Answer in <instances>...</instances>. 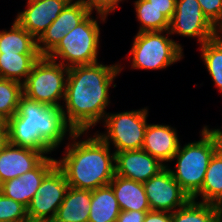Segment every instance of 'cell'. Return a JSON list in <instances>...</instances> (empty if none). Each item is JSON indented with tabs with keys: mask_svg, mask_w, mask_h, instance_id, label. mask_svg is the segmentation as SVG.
Instances as JSON below:
<instances>
[{
	"mask_svg": "<svg viewBox=\"0 0 222 222\" xmlns=\"http://www.w3.org/2000/svg\"><path fill=\"white\" fill-rule=\"evenodd\" d=\"M69 68L46 56H41L34 64L23 83V95L51 107H60L66 94Z\"/></svg>",
	"mask_w": 222,
	"mask_h": 222,
	"instance_id": "obj_7",
	"label": "cell"
},
{
	"mask_svg": "<svg viewBox=\"0 0 222 222\" xmlns=\"http://www.w3.org/2000/svg\"><path fill=\"white\" fill-rule=\"evenodd\" d=\"M0 53L40 54L37 40L15 20L10 30L0 31Z\"/></svg>",
	"mask_w": 222,
	"mask_h": 222,
	"instance_id": "obj_22",
	"label": "cell"
},
{
	"mask_svg": "<svg viewBox=\"0 0 222 222\" xmlns=\"http://www.w3.org/2000/svg\"><path fill=\"white\" fill-rule=\"evenodd\" d=\"M171 222H222V209L192 198L172 213Z\"/></svg>",
	"mask_w": 222,
	"mask_h": 222,
	"instance_id": "obj_23",
	"label": "cell"
},
{
	"mask_svg": "<svg viewBox=\"0 0 222 222\" xmlns=\"http://www.w3.org/2000/svg\"><path fill=\"white\" fill-rule=\"evenodd\" d=\"M71 0L58 15V18L46 29L37 40V49L41 56H47L90 12L79 1Z\"/></svg>",
	"mask_w": 222,
	"mask_h": 222,
	"instance_id": "obj_13",
	"label": "cell"
},
{
	"mask_svg": "<svg viewBox=\"0 0 222 222\" xmlns=\"http://www.w3.org/2000/svg\"><path fill=\"white\" fill-rule=\"evenodd\" d=\"M221 34V35H220ZM214 38L218 41L222 42V18L221 20L215 25V33Z\"/></svg>",
	"mask_w": 222,
	"mask_h": 222,
	"instance_id": "obj_35",
	"label": "cell"
},
{
	"mask_svg": "<svg viewBox=\"0 0 222 222\" xmlns=\"http://www.w3.org/2000/svg\"><path fill=\"white\" fill-rule=\"evenodd\" d=\"M151 4L162 12L169 20L175 12L176 0H147Z\"/></svg>",
	"mask_w": 222,
	"mask_h": 222,
	"instance_id": "obj_31",
	"label": "cell"
},
{
	"mask_svg": "<svg viewBox=\"0 0 222 222\" xmlns=\"http://www.w3.org/2000/svg\"><path fill=\"white\" fill-rule=\"evenodd\" d=\"M147 212L149 211H120L115 222H143Z\"/></svg>",
	"mask_w": 222,
	"mask_h": 222,
	"instance_id": "obj_32",
	"label": "cell"
},
{
	"mask_svg": "<svg viewBox=\"0 0 222 222\" xmlns=\"http://www.w3.org/2000/svg\"><path fill=\"white\" fill-rule=\"evenodd\" d=\"M69 188L63 171L56 165L42 180L27 206V215L52 221Z\"/></svg>",
	"mask_w": 222,
	"mask_h": 222,
	"instance_id": "obj_9",
	"label": "cell"
},
{
	"mask_svg": "<svg viewBox=\"0 0 222 222\" xmlns=\"http://www.w3.org/2000/svg\"><path fill=\"white\" fill-rule=\"evenodd\" d=\"M21 222H52L46 219H34V218H30L27 217L25 220H22Z\"/></svg>",
	"mask_w": 222,
	"mask_h": 222,
	"instance_id": "obj_38",
	"label": "cell"
},
{
	"mask_svg": "<svg viewBox=\"0 0 222 222\" xmlns=\"http://www.w3.org/2000/svg\"><path fill=\"white\" fill-rule=\"evenodd\" d=\"M200 140L179 146L171 161L176 159V167L170 172L176 182L193 198L202 187L209 161L221 145L204 129Z\"/></svg>",
	"mask_w": 222,
	"mask_h": 222,
	"instance_id": "obj_4",
	"label": "cell"
},
{
	"mask_svg": "<svg viewBox=\"0 0 222 222\" xmlns=\"http://www.w3.org/2000/svg\"><path fill=\"white\" fill-rule=\"evenodd\" d=\"M123 68L120 64L77 65L69 68L62 111L75 132H88L105 119L109 88ZM66 109H65V108Z\"/></svg>",
	"mask_w": 222,
	"mask_h": 222,
	"instance_id": "obj_1",
	"label": "cell"
},
{
	"mask_svg": "<svg viewBox=\"0 0 222 222\" xmlns=\"http://www.w3.org/2000/svg\"><path fill=\"white\" fill-rule=\"evenodd\" d=\"M207 19L215 26L222 18V0H197Z\"/></svg>",
	"mask_w": 222,
	"mask_h": 222,
	"instance_id": "obj_30",
	"label": "cell"
},
{
	"mask_svg": "<svg viewBox=\"0 0 222 222\" xmlns=\"http://www.w3.org/2000/svg\"><path fill=\"white\" fill-rule=\"evenodd\" d=\"M170 35L168 30L138 32L129 52L131 68L161 70L180 61L183 58V48L177 41L169 38Z\"/></svg>",
	"mask_w": 222,
	"mask_h": 222,
	"instance_id": "obj_6",
	"label": "cell"
},
{
	"mask_svg": "<svg viewBox=\"0 0 222 222\" xmlns=\"http://www.w3.org/2000/svg\"><path fill=\"white\" fill-rule=\"evenodd\" d=\"M200 48L207 71L222 94V42L213 38L200 45Z\"/></svg>",
	"mask_w": 222,
	"mask_h": 222,
	"instance_id": "obj_26",
	"label": "cell"
},
{
	"mask_svg": "<svg viewBox=\"0 0 222 222\" xmlns=\"http://www.w3.org/2000/svg\"><path fill=\"white\" fill-rule=\"evenodd\" d=\"M220 148L222 149V145ZM218 206L222 209V202Z\"/></svg>",
	"mask_w": 222,
	"mask_h": 222,
	"instance_id": "obj_39",
	"label": "cell"
},
{
	"mask_svg": "<svg viewBox=\"0 0 222 222\" xmlns=\"http://www.w3.org/2000/svg\"><path fill=\"white\" fill-rule=\"evenodd\" d=\"M80 3H82L86 9L93 13V10H96V13L98 15H102L107 18V15L110 14V12H113L116 10L117 7H119V2H122L124 0H77Z\"/></svg>",
	"mask_w": 222,
	"mask_h": 222,
	"instance_id": "obj_29",
	"label": "cell"
},
{
	"mask_svg": "<svg viewBox=\"0 0 222 222\" xmlns=\"http://www.w3.org/2000/svg\"><path fill=\"white\" fill-rule=\"evenodd\" d=\"M40 54L0 53V78L24 83Z\"/></svg>",
	"mask_w": 222,
	"mask_h": 222,
	"instance_id": "obj_24",
	"label": "cell"
},
{
	"mask_svg": "<svg viewBox=\"0 0 222 222\" xmlns=\"http://www.w3.org/2000/svg\"><path fill=\"white\" fill-rule=\"evenodd\" d=\"M180 140L176 128L169 125L148 124L142 149L166 166L178 151Z\"/></svg>",
	"mask_w": 222,
	"mask_h": 222,
	"instance_id": "obj_17",
	"label": "cell"
},
{
	"mask_svg": "<svg viewBox=\"0 0 222 222\" xmlns=\"http://www.w3.org/2000/svg\"><path fill=\"white\" fill-rule=\"evenodd\" d=\"M92 191L69 187L52 222H88Z\"/></svg>",
	"mask_w": 222,
	"mask_h": 222,
	"instance_id": "obj_19",
	"label": "cell"
},
{
	"mask_svg": "<svg viewBox=\"0 0 222 222\" xmlns=\"http://www.w3.org/2000/svg\"><path fill=\"white\" fill-rule=\"evenodd\" d=\"M0 132H8L7 120L0 115Z\"/></svg>",
	"mask_w": 222,
	"mask_h": 222,
	"instance_id": "obj_37",
	"label": "cell"
},
{
	"mask_svg": "<svg viewBox=\"0 0 222 222\" xmlns=\"http://www.w3.org/2000/svg\"><path fill=\"white\" fill-rule=\"evenodd\" d=\"M71 0H27V8L15 21L36 40L46 31Z\"/></svg>",
	"mask_w": 222,
	"mask_h": 222,
	"instance_id": "obj_12",
	"label": "cell"
},
{
	"mask_svg": "<svg viewBox=\"0 0 222 222\" xmlns=\"http://www.w3.org/2000/svg\"><path fill=\"white\" fill-rule=\"evenodd\" d=\"M28 217L27 207L0 192V222H21Z\"/></svg>",
	"mask_w": 222,
	"mask_h": 222,
	"instance_id": "obj_28",
	"label": "cell"
},
{
	"mask_svg": "<svg viewBox=\"0 0 222 222\" xmlns=\"http://www.w3.org/2000/svg\"><path fill=\"white\" fill-rule=\"evenodd\" d=\"M120 206L110 185L92 191L88 222H115Z\"/></svg>",
	"mask_w": 222,
	"mask_h": 222,
	"instance_id": "obj_20",
	"label": "cell"
},
{
	"mask_svg": "<svg viewBox=\"0 0 222 222\" xmlns=\"http://www.w3.org/2000/svg\"><path fill=\"white\" fill-rule=\"evenodd\" d=\"M85 132H73L67 143L65 156L56 160L69 187L93 191L109 185L115 175V153L98 133L77 141Z\"/></svg>",
	"mask_w": 222,
	"mask_h": 222,
	"instance_id": "obj_3",
	"label": "cell"
},
{
	"mask_svg": "<svg viewBox=\"0 0 222 222\" xmlns=\"http://www.w3.org/2000/svg\"><path fill=\"white\" fill-rule=\"evenodd\" d=\"M109 185L121 211H151L143 183L115 174Z\"/></svg>",
	"mask_w": 222,
	"mask_h": 222,
	"instance_id": "obj_18",
	"label": "cell"
},
{
	"mask_svg": "<svg viewBox=\"0 0 222 222\" xmlns=\"http://www.w3.org/2000/svg\"><path fill=\"white\" fill-rule=\"evenodd\" d=\"M57 159L46 157L36 168L1 184V193L6 197L29 205L44 177L57 165Z\"/></svg>",
	"mask_w": 222,
	"mask_h": 222,
	"instance_id": "obj_15",
	"label": "cell"
},
{
	"mask_svg": "<svg viewBox=\"0 0 222 222\" xmlns=\"http://www.w3.org/2000/svg\"><path fill=\"white\" fill-rule=\"evenodd\" d=\"M172 213L166 211H149L146 213L143 222H171Z\"/></svg>",
	"mask_w": 222,
	"mask_h": 222,
	"instance_id": "obj_33",
	"label": "cell"
},
{
	"mask_svg": "<svg viewBox=\"0 0 222 222\" xmlns=\"http://www.w3.org/2000/svg\"><path fill=\"white\" fill-rule=\"evenodd\" d=\"M114 153L115 174L137 182H146L165 167L143 149Z\"/></svg>",
	"mask_w": 222,
	"mask_h": 222,
	"instance_id": "obj_14",
	"label": "cell"
},
{
	"mask_svg": "<svg viewBox=\"0 0 222 222\" xmlns=\"http://www.w3.org/2000/svg\"><path fill=\"white\" fill-rule=\"evenodd\" d=\"M134 5L136 17L140 22L139 33L169 30L170 20L156 9L151 2L136 0Z\"/></svg>",
	"mask_w": 222,
	"mask_h": 222,
	"instance_id": "obj_25",
	"label": "cell"
},
{
	"mask_svg": "<svg viewBox=\"0 0 222 222\" xmlns=\"http://www.w3.org/2000/svg\"><path fill=\"white\" fill-rule=\"evenodd\" d=\"M201 202L219 205L222 202V149L219 148L211 157L206 170L201 190L192 198Z\"/></svg>",
	"mask_w": 222,
	"mask_h": 222,
	"instance_id": "obj_21",
	"label": "cell"
},
{
	"mask_svg": "<svg viewBox=\"0 0 222 222\" xmlns=\"http://www.w3.org/2000/svg\"><path fill=\"white\" fill-rule=\"evenodd\" d=\"M22 95V83L0 78V115L7 121L17 112Z\"/></svg>",
	"mask_w": 222,
	"mask_h": 222,
	"instance_id": "obj_27",
	"label": "cell"
},
{
	"mask_svg": "<svg viewBox=\"0 0 222 222\" xmlns=\"http://www.w3.org/2000/svg\"><path fill=\"white\" fill-rule=\"evenodd\" d=\"M210 136H212L220 145H222V130L221 129H209L208 126L203 128Z\"/></svg>",
	"mask_w": 222,
	"mask_h": 222,
	"instance_id": "obj_34",
	"label": "cell"
},
{
	"mask_svg": "<svg viewBox=\"0 0 222 222\" xmlns=\"http://www.w3.org/2000/svg\"><path fill=\"white\" fill-rule=\"evenodd\" d=\"M9 142L45 155L59 147L69 132L62 108L51 107L22 95L17 112L7 121Z\"/></svg>",
	"mask_w": 222,
	"mask_h": 222,
	"instance_id": "obj_2",
	"label": "cell"
},
{
	"mask_svg": "<svg viewBox=\"0 0 222 222\" xmlns=\"http://www.w3.org/2000/svg\"><path fill=\"white\" fill-rule=\"evenodd\" d=\"M169 33L197 37L199 45L214 38L215 26L204 15L197 0H176Z\"/></svg>",
	"mask_w": 222,
	"mask_h": 222,
	"instance_id": "obj_10",
	"label": "cell"
},
{
	"mask_svg": "<svg viewBox=\"0 0 222 222\" xmlns=\"http://www.w3.org/2000/svg\"><path fill=\"white\" fill-rule=\"evenodd\" d=\"M9 143L8 132H0V152Z\"/></svg>",
	"mask_w": 222,
	"mask_h": 222,
	"instance_id": "obj_36",
	"label": "cell"
},
{
	"mask_svg": "<svg viewBox=\"0 0 222 222\" xmlns=\"http://www.w3.org/2000/svg\"><path fill=\"white\" fill-rule=\"evenodd\" d=\"M148 109L106 113L103 120L106 133L98 135L109 146L112 142L114 152L142 149L147 123Z\"/></svg>",
	"mask_w": 222,
	"mask_h": 222,
	"instance_id": "obj_8",
	"label": "cell"
},
{
	"mask_svg": "<svg viewBox=\"0 0 222 222\" xmlns=\"http://www.w3.org/2000/svg\"><path fill=\"white\" fill-rule=\"evenodd\" d=\"M47 156L40 151L10 142L0 152V182L20 177L36 168Z\"/></svg>",
	"mask_w": 222,
	"mask_h": 222,
	"instance_id": "obj_16",
	"label": "cell"
},
{
	"mask_svg": "<svg viewBox=\"0 0 222 222\" xmlns=\"http://www.w3.org/2000/svg\"><path fill=\"white\" fill-rule=\"evenodd\" d=\"M168 164L156 175L143 183L152 211L173 213L191 198L173 178Z\"/></svg>",
	"mask_w": 222,
	"mask_h": 222,
	"instance_id": "obj_11",
	"label": "cell"
},
{
	"mask_svg": "<svg viewBox=\"0 0 222 222\" xmlns=\"http://www.w3.org/2000/svg\"><path fill=\"white\" fill-rule=\"evenodd\" d=\"M91 15L92 13L70 30L46 57L55 62L60 58V62L57 63L68 68L97 63L100 43L98 19L105 22L106 17L97 14V18L94 19Z\"/></svg>",
	"mask_w": 222,
	"mask_h": 222,
	"instance_id": "obj_5",
	"label": "cell"
}]
</instances>
